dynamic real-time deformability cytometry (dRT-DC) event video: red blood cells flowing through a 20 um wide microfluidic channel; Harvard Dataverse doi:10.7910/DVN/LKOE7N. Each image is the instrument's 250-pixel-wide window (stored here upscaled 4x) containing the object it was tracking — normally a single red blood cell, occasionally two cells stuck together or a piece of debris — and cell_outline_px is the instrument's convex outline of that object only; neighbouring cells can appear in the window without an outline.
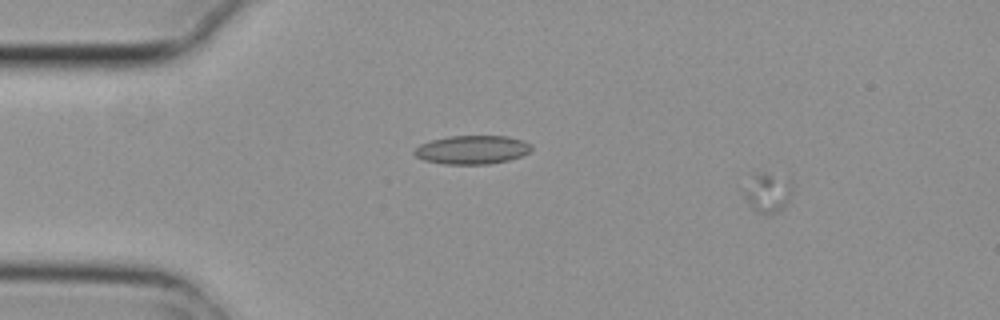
{"species": "common noctule bat (a hibernating species)", "species_latin": "Nyctalus noctula", "temperature_condition": "cold", "stored_images_in_passage": 5, "segment_of_instrument_passage": [1, 2], "camera_frame_rate_fps": 3000, "um_per_image_px": 0.085, "animal": {"sex": "female", "body_mass_g": 29.2, "forearm_length_mm": 56.3}, "frame": {"image": 1, "passage_image": 1, "time_ms": 0.0, "image_size_px": [1000, 320], "cell_outline_px": [[792, 192], [788, 204], [776, 212], [768, 216], [752, 208], [740, 192], [752, 172], [764, 172], [788, 180], [792, 184]], "centroid_in_image_um": [65.19, 16.36], "position_along_channel_um": 19.8, "area_um2": 11.5}}